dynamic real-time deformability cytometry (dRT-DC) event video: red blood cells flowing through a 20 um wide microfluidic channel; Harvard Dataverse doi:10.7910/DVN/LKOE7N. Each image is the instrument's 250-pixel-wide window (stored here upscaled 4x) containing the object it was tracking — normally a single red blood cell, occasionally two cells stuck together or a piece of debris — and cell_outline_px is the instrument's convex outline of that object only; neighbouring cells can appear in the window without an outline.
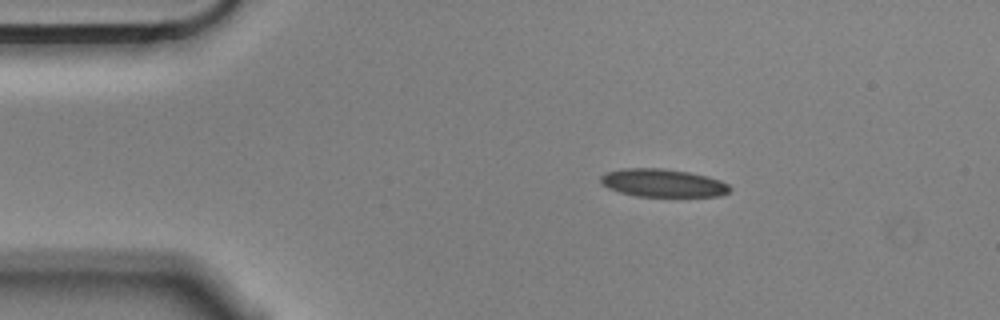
{"species": "Egyptian fruit bat (a non-hibernating species)", "species_latin": "Rousettus aegyptiacus", "temperature_condition": "cold", "stored_images_in_passage": 47, "camera_frame_rate_fps": 3000, "um_per_image_px": 0.085, "animal": {"sex": "male"}, "frame": {"image": 1, "passage_image": 1, "time_ms": 0.0, "image_size_px": [1000, 320], "cell_outline_px": [[732, 188], [728, 192], [720, 196], [636, 196], [620, 192], [608, 188], [600, 184], [600, 176], [608, 172], [624, 168], [664, 168], [688, 172], [708, 176], [720, 180], [728, 184]], "centroid_in_image_um": [56.34, 15.55], "position_along_channel_um": 28.7, "area_um2": 21.1}}
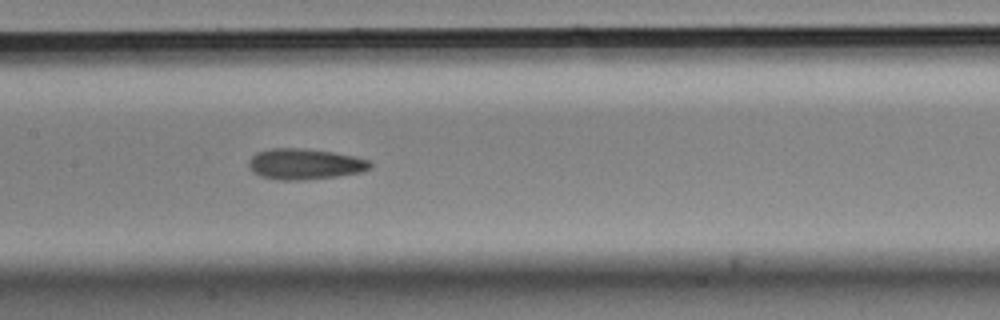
{"frame": {"image": 2, "passage_image": 18, "time_ms": 5.667, "image_size_px": [1000, 320], "cell_outline_px": [[372, 168], [360, 172], [336, 176], [304, 180], [276, 180], [260, 176], [252, 172], [248, 168], [248, 160], [256, 152], [272, 148], [304, 148], [332, 152], [352, 156], [368, 160], [372, 164]], "centroid_in_image_um": [25.85, 13.95], "position_along_channel_um": 181.5, "area_um2": 21.91}}
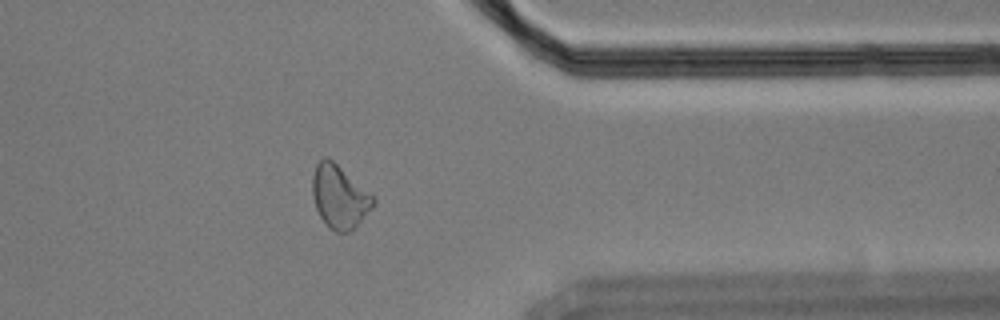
{"frame": {"image": 3, "passage_image": 36, "time_ms": 11.667, "image_size_px": [1000, 320], "cell_outline_px": [[376, 200], [372, 208], [348, 232], [336, 232], [320, 216], [316, 208], [312, 196], [312, 176], [316, 164], [324, 156], [328, 156], [376, 196]], "centroid_in_image_um": [28.86, 16.66], "position_along_channel_um": 382.5, "area_um2": 22.31}, "authors_computed_cell_mechanics": {"area_um2": 21.5594, "velocity_mm_per_s": 3.5636, "shape_relaxation_time_tau1_ms": null, "shape_relaxation_time_tau2_ms": 5.435, "deformation_change_tau1": null, "deformation_change_tau2": 0.14}}